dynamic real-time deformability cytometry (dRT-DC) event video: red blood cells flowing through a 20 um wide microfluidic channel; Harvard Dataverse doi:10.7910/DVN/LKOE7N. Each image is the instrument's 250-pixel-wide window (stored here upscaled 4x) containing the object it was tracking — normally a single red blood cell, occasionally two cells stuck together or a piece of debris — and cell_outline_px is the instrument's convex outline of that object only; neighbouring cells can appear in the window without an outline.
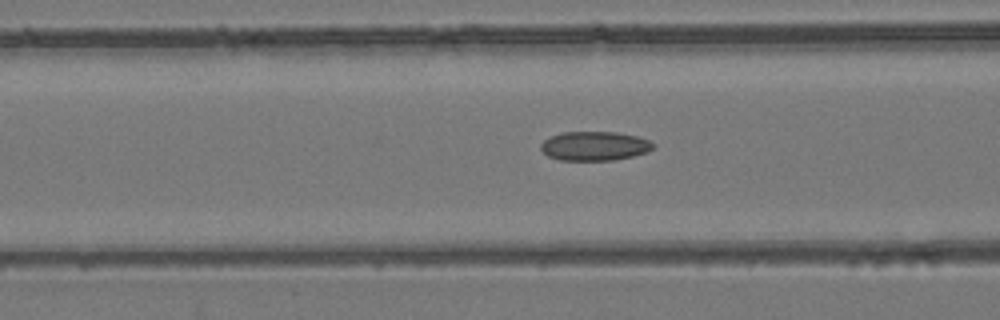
{"species": "common noctule bat (a hibernating species)", "species_latin": "Nyctalus noctula", "temperature_condition": "room temperature", "stored_images_in_passage": 53, "camera_frame_rate_fps": 3000, "um_per_image_px": 0.085, "animal": {"sex": "female", "body_mass_g": 24.6, "forearm_length_mm": 56.2}, "frame": {"image": 1, "passage_image": 21, "time_ms": 6.667, "image_size_px": [1000, 320], "cell_outline_px": [[656, 144], [648, 152], [616, 160], [560, 160], [548, 156], [540, 148], [540, 144], [544, 140], [552, 136], [564, 132], [616, 132], [636, 136], [648, 140]], "centroid_in_image_um": [50.55, 12.41], "position_along_channel_um": 116.1, "area_um2": 19.02}}
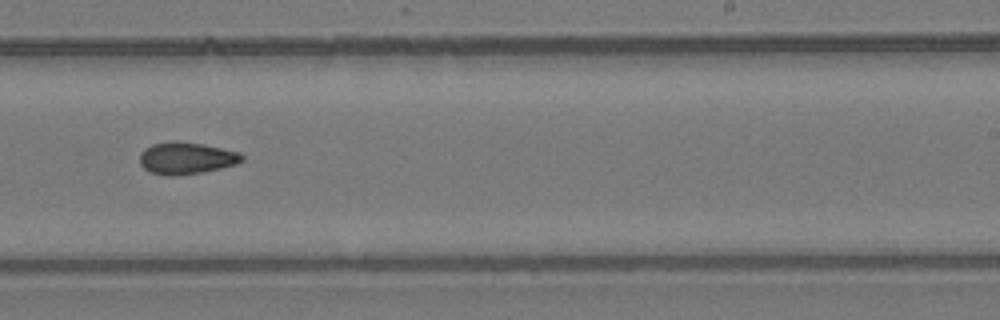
{"frame": {"image": 2, "passage_image": 33, "time_ms": 10.667, "image_size_px": [1000, 320], "cell_outline_px": [[244, 160], [236, 164], [204, 172], [176, 176], [168, 176], [152, 172], [144, 168], [140, 164], [140, 152], [144, 148], [152, 144], [168, 140], [176, 140], [204, 144], [240, 152], [244, 156]], "centroid_in_image_um": [15.83, 13.42], "position_along_channel_um": 273.2, "area_um2": 19.36}}
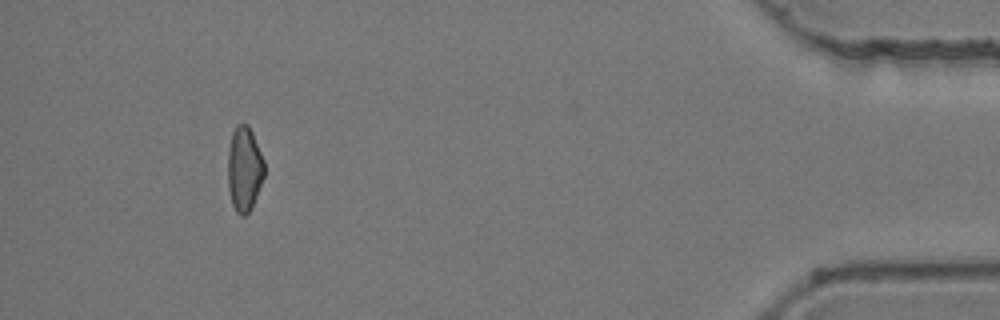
{"frame": {"image": 3, "passage_image": 49, "time_ms": 16.0, "image_size_px": [1000, 320], "cell_outline_px": [[264, 176], [252, 208], [244, 216], [240, 216], [236, 212], [232, 204], [228, 188], [228, 148], [232, 132], [236, 124], [248, 124], [252, 132], [264, 160]], "centroid_in_image_um": [20.76, 14.36], "position_along_channel_um": 414.4, "area_um2": 18.15}, "authors_computed_cell_mechanics": {"area_um2": 18.9584, "velocity_mm_per_s": 3.9292, "shape_relaxation_time_tau1_ms": null, "shape_relaxation_time_tau2_ms": 5.8524, "deformation_change_tau1": null, "deformation_change_tau2": 0.1074}}